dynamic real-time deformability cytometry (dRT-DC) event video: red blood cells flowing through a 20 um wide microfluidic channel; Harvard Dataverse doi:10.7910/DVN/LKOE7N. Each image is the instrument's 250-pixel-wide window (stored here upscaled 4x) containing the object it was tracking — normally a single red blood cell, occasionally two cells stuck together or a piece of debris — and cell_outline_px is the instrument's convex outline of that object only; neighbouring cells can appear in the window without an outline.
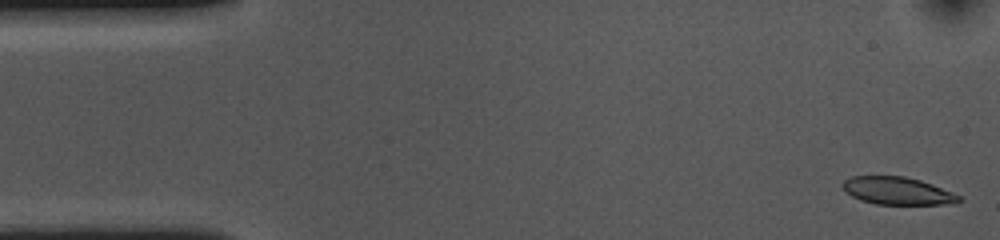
{"species": "common noctule bat (a hibernating species)", "species_latin": "Nyctalus noctula", "temperature_condition": "cold", "stored_images_in_passage": 53, "camera_frame_rate_fps": 3000, "um_per_image_px": 0.085, "animal": {"sex": "female", "body_mass_g": 10.0, "forearm_length_mm": 53.1}, "frame": {"image": 1, "passage_image": 1, "time_ms": 0.0, "image_size_px": [1000, 240], "cell_outline_px": [[964, 200], [956, 204], [876, 204], [860, 200], [852, 196], [840, 184], [844, 180], [852, 176], [904, 176], [920, 180], [932, 184], [952, 192], [960, 196]], "centroid_in_image_um": [76.32, 16.22], "position_along_channel_um": 8.7, "area_um2": 18.73}}
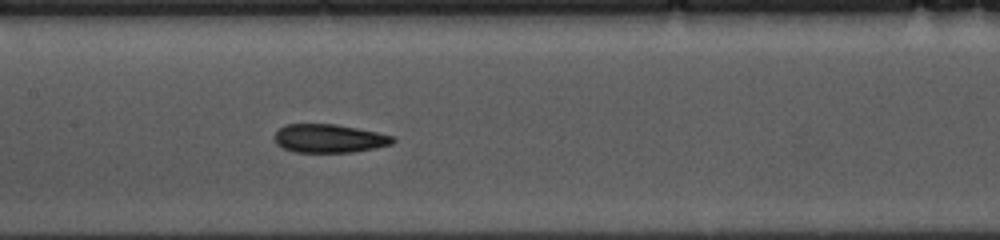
{"frame": {"image": 2, "passage_image": 24, "time_ms": 7.667, "image_size_px": [1000, 240], "cell_outline_px": [[396, 140], [392, 144], [376, 148], [352, 152], [296, 152], [284, 148], [276, 144], [272, 140], [276, 132], [284, 124], [336, 124], [396, 136]], "centroid_in_image_um": [27.98, 11.77], "position_along_channel_um": 179.4, "area_um2": 19.77}}
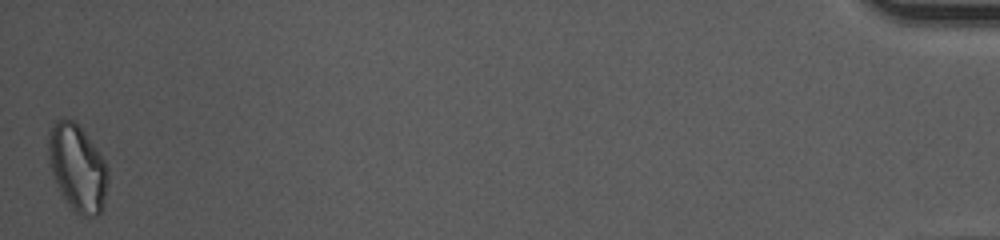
{"frame": {"image": 3, "passage_image": 53, "time_ms": 17.333, "image_size_px": [1000, 240], "cell_outline_px": [[108, 184], [100, 212], [96, 216], [80, 216], [68, 204], [60, 192], [52, 172], [48, 160], [48, 136], [56, 120], [64, 116], [72, 120], [84, 132], [104, 160], [108, 168]], "centroid_in_image_um": [6.57, 14.26], "position_along_channel_um": 428.6, "area_um2": 29.77}, "authors_computed_cell_mechanics": {"area_um2": 20.2878, "velocity_mm_per_s": 3.6194, "shape_relaxation_time_tau1_ms": 9.2336, "shape_relaxation_time_tau2_ms": 4.0058, "deformation_change_tau1": 0.1655, "deformation_change_tau2": 0.0957}}